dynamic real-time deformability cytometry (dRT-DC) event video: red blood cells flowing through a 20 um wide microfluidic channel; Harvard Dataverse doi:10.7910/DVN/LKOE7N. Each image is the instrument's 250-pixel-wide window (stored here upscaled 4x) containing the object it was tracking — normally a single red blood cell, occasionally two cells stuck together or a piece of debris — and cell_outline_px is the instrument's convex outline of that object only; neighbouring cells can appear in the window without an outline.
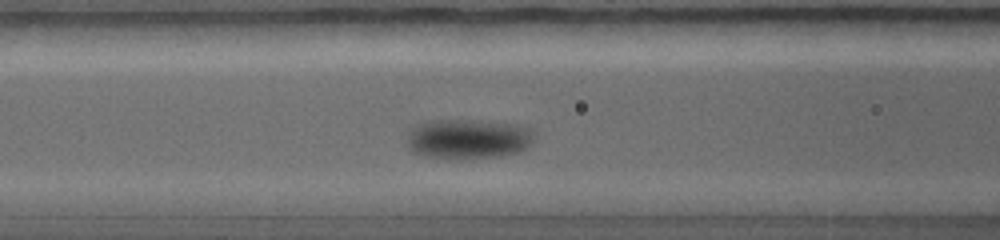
{"species": "common noctule bat (a hibernating species)", "species_latin": "Nyctalus noctula", "temperature_condition": "warm", "stored_images_in_passage": 17, "camera_frame_rate_fps": 5000, "um_per_image_px": 0.085, "animal": {"sex": "female", "body_mass_g": 19.0, "forearm_length_mm": 56.7}, "frame": {"image": 1, "passage_image": 10, "time_ms": 3.0, "image_size_px": [1000, 240], "cell_outline_px": [[536, 132], [532, 140], [520, 152], [496, 156], [464, 160], [448, 160], [424, 156], [412, 152], [408, 148], [408, 132], [416, 124], [432, 120], [480, 120], [516, 124], [528, 128]], "centroid_in_image_um": [39.75, 11.82], "position_along_channel_um": 126.9, "area_um2": 30.11}}
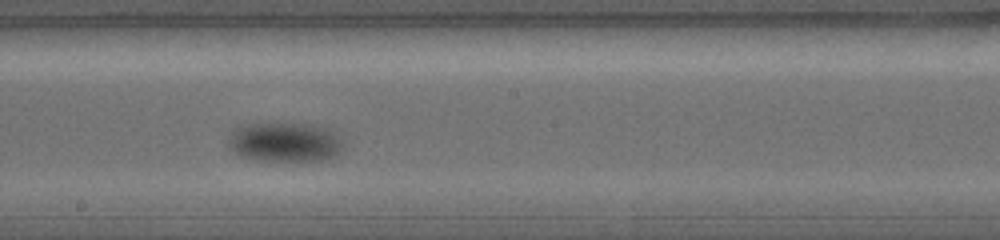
{"frame": {"image": 2, "passage_image": 15, "time_ms": 4.8, "image_size_px": [1000, 240], "cell_outline_px": [[344, 148], [336, 156], [320, 160], [256, 160], [240, 156], [232, 152], [228, 148], [228, 140], [232, 132], [236, 128], [244, 124], [316, 124], [328, 128], [340, 136], [344, 144]], "centroid_in_image_um": [24.23, 12.08], "position_along_channel_um": 224.0, "area_um2": 26.65}}
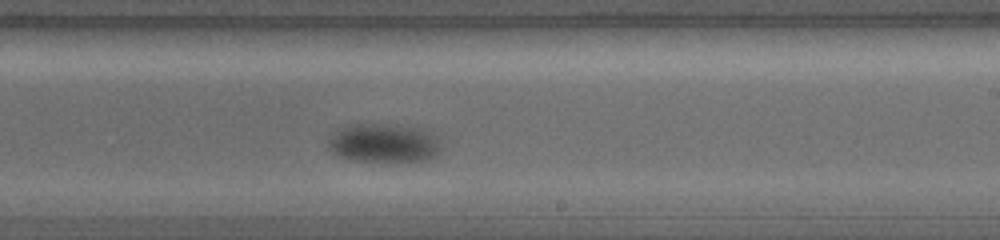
{"frame": {"image": 3, "passage_image": 17, "time_ms": 5.4, "image_size_px": [1000, 240], "cell_outline_px": [[440, 148], [432, 156], [424, 160], [352, 160], [336, 156], [328, 148], [328, 140], [340, 128], [352, 124], [396, 124], [420, 128], [436, 136]], "centroid_in_image_um": [32.56, 12.13], "position_along_channel_um": 256.4, "area_um2": 25.03}}